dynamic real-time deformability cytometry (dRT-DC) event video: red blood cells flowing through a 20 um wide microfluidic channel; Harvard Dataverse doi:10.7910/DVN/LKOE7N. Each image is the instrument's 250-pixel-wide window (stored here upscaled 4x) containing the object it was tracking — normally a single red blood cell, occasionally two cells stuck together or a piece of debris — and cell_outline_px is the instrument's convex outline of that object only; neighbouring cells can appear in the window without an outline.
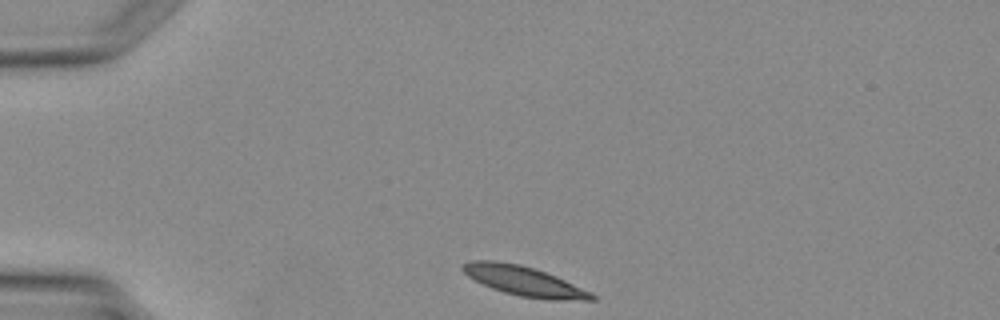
{"species": "Egyptian fruit bat (a non-hibernating species)", "species_latin": "Rousettus aegyptiacus", "temperature_condition": "warm", "stored_images_in_passage": 2, "camera_frame_rate_fps": 3000, "um_per_image_px": 0.085, "animal": {"sex": "female"}, "frame": {"image": 1, "passage_image": 1, "time_ms": 0.0, "image_size_px": [1000, 320], "cell_outline_px": [[596, 300], [548, 300], [520, 296], [504, 292], [492, 288], [468, 276], [460, 268], [464, 264], [472, 260], [492, 260], [520, 264], [556, 276], [592, 292], [596, 296]], "centroid_in_image_um": [44.58, 23.9], "position_along_channel_um": 40.4, "area_um2": 22.08}}